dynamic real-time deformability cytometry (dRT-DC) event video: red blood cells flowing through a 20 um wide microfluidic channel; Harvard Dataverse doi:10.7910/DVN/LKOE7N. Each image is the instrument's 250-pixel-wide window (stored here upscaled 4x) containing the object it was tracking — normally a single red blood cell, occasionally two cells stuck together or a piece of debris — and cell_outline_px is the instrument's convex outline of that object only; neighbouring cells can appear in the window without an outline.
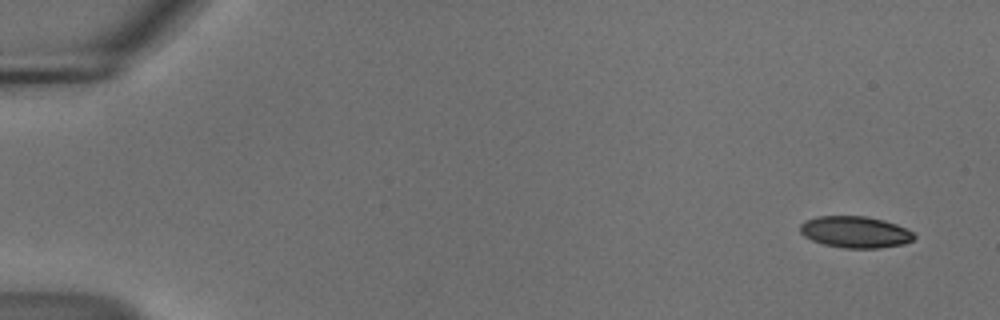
{"species": "common noctule bat (a hibernating species)", "species_latin": "Nyctalus noctula", "temperature_condition": "cold", "stored_images_in_passage": 16, "camera_frame_rate_fps": 3000, "um_per_image_px": 0.085, "animal": {"sex": "male", "body_mass_g": 18.8}, "frame": {"image": 1, "passage_image": 1, "time_ms": 0.0, "image_size_px": [1000, 320], "cell_outline_px": [[916, 236], [912, 240], [904, 244], [880, 248], [844, 248], [824, 244], [812, 240], [804, 236], [800, 232], [800, 224], [804, 220], [816, 216], [864, 216], [884, 220], [896, 224], [912, 232]], "centroid_in_image_um": [72.67, 19.72], "position_along_channel_um": 12.3, "area_um2": 20.98}}
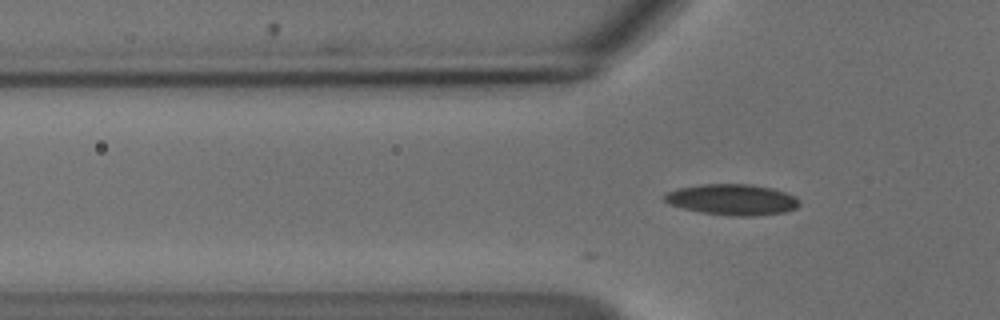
{"frame": {"image": 2, "passage_image": 16, "time_ms": 5.0, "image_size_px": [1000, 320], "cell_outline_px": [[800, 204], [796, 208], [784, 212], [756, 216], [728, 216], [700, 212], [668, 204], [664, 200], [664, 196], [668, 192], [680, 188], [700, 184], [752, 184], [772, 188], [796, 196], [800, 200]], "centroid_in_image_um": [62.27, 16.97], "position_along_channel_um": 63.5, "area_um2": 24.39}}